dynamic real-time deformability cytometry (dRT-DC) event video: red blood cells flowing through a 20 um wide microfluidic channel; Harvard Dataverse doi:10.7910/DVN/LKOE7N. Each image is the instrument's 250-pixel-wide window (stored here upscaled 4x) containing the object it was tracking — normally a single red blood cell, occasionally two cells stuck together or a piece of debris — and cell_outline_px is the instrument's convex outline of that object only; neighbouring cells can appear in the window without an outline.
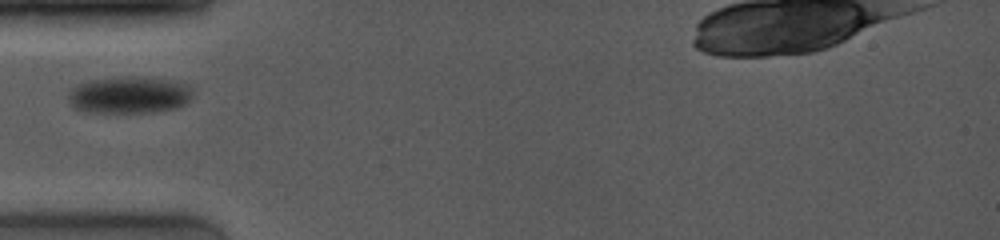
{"species": "common noctule bat (a hibernating species)", "species_latin": "Nyctalus noctula", "temperature_condition": "room temperature", "stored_images_in_passage": 40, "camera_frame_rate_fps": 4000, "um_per_image_px": 0.085, "animal": {"sex": "female", "body_mass_g": 19.0, "forearm_length_mm": 53.3}, "frame": {"image": 1, "passage_image": 1, "time_ms": 0.0, "image_size_px": [1000, 240], "cell_outline_px": [[196, 92], [180, 108], [152, 112], [84, 112], [72, 108], [68, 104], [68, 92], [72, 88], [88, 80], [116, 76], [140, 76], [168, 80], [184, 84]], "centroid_in_image_um": [10.94, 8.07], "position_along_channel_um": 74.1, "area_um2": 27.28}}
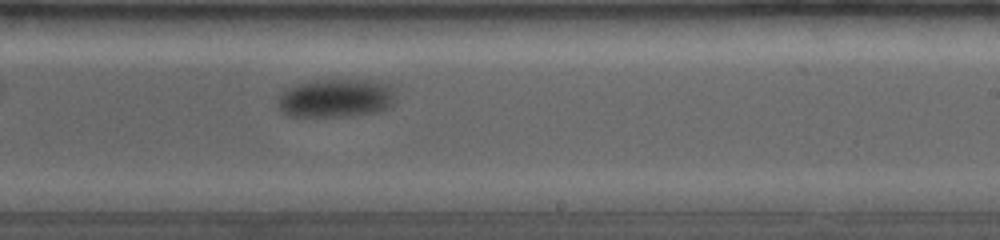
{"frame": {"image": 2, "passage_image": 22, "time_ms": 5.25, "image_size_px": [1000, 240], "cell_outline_px": [[392, 104], [376, 112], [352, 116], [288, 116], [280, 108], [276, 100], [284, 92], [300, 84], [316, 80], [372, 80], [388, 84], [392, 88]], "centroid_in_image_um": [28.55, 8.35], "position_along_channel_um": 260.5, "area_um2": 25.84}}
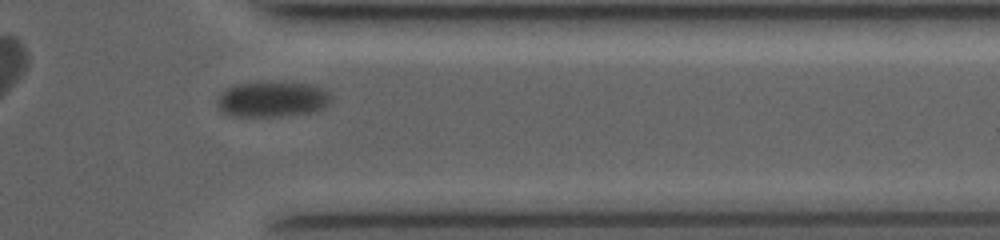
{"frame": {"image": 3, "passage_image": 36, "time_ms": 8.75, "image_size_px": [1000, 240], "cell_outline_px": [[332, 104], [316, 112], [288, 116], [232, 116], [216, 108], [216, 100], [228, 88], [236, 84], [308, 84], [320, 88], [328, 92], [332, 96]], "centroid_in_image_um": [23.19, 8.49], "position_along_channel_um": 388.2, "area_um2": 23.24}}